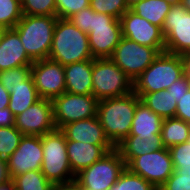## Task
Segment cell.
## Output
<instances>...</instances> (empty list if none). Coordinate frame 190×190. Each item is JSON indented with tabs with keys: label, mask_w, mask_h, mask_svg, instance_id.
Instances as JSON below:
<instances>
[{
	"label": "cell",
	"mask_w": 190,
	"mask_h": 190,
	"mask_svg": "<svg viewBox=\"0 0 190 190\" xmlns=\"http://www.w3.org/2000/svg\"><path fill=\"white\" fill-rule=\"evenodd\" d=\"M6 30H7L6 27H0V42H1L2 38H3V35H4Z\"/></svg>",
	"instance_id": "cell-49"
},
{
	"label": "cell",
	"mask_w": 190,
	"mask_h": 190,
	"mask_svg": "<svg viewBox=\"0 0 190 190\" xmlns=\"http://www.w3.org/2000/svg\"><path fill=\"white\" fill-rule=\"evenodd\" d=\"M66 148L71 170L76 175L116 147L114 145H92L83 142L66 141Z\"/></svg>",
	"instance_id": "cell-18"
},
{
	"label": "cell",
	"mask_w": 190,
	"mask_h": 190,
	"mask_svg": "<svg viewBox=\"0 0 190 190\" xmlns=\"http://www.w3.org/2000/svg\"><path fill=\"white\" fill-rule=\"evenodd\" d=\"M49 59L63 66L93 60L88 34L82 32L69 19L58 18L54 27Z\"/></svg>",
	"instance_id": "cell-2"
},
{
	"label": "cell",
	"mask_w": 190,
	"mask_h": 190,
	"mask_svg": "<svg viewBox=\"0 0 190 190\" xmlns=\"http://www.w3.org/2000/svg\"><path fill=\"white\" fill-rule=\"evenodd\" d=\"M90 6V0H56V16L68 19L73 14Z\"/></svg>",
	"instance_id": "cell-35"
},
{
	"label": "cell",
	"mask_w": 190,
	"mask_h": 190,
	"mask_svg": "<svg viewBox=\"0 0 190 190\" xmlns=\"http://www.w3.org/2000/svg\"><path fill=\"white\" fill-rule=\"evenodd\" d=\"M170 9L171 5L165 0H142L131 8L134 13L161 29Z\"/></svg>",
	"instance_id": "cell-25"
},
{
	"label": "cell",
	"mask_w": 190,
	"mask_h": 190,
	"mask_svg": "<svg viewBox=\"0 0 190 190\" xmlns=\"http://www.w3.org/2000/svg\"><path fill=\"white\" fill-rule=\"evenodd\" d=\"M57 19V16L22 15L14 27L33 61L49 58Z\"/></svg>",
	"instance_id": "cell-3"
},
{
	"label": "cell",
	"mask_w": 190,
	"mask_h": 190,
	"mask_svg": "<svg viewBox=\"0 0 190 190\" xmlns=\"http://www.w3.org/2000/svg\"><path fill=\"white\" fill-rule=\"evenodd\" d=\"M23 15L56 16V0H21Z\"/></svg>",
	"instance_id": "cell-30"
},
{
	"label": "cell",
	"mask_w": 190,
	"mask_h": 190,
	"mask_svg": "<svg viewBox=\"0 0 190 190\" xmlns=\"http://www.w3.org/2000/svg\"><path fill=\"white\" fill-rule=\"evenodd\" d=\"M184 64V74L190 78V52L181 55Z\"/></svg>",
	"instance_id": "cell-44"
},
{
	"label": "cell",
	"mask_w": 190,
	"mask_h": 190,
	"mask_svg": "<svg viewBox=\"0 0 190 190\" xmlns=\"http://www.w3.org/2000/svg\"><path fill=\"white\" fill-rule=\"evenodd\" d=\"M175 118L190 123V89L177 102Z\"/></svg>",
	"instance_id": "cell-39"
},
{
	"label": "cell",
	"mask_w": 190,
	"mask_h": 190,
	"mask_svg": "<svg viewBox=\"0 0 190 190\" xmlns=\"http://www.w3.org/2000/svg\"><path fill=\"white\" fill-rule=\"evenodd\" d=\"M66 141L83 142L92 145H113L106 137L97 116L71 122L60 129Z\"/></svg>",
	"instance_id": "cell-17"
},
{
	"label": "cell",
	"mask_w": 190,
	"mask_h": 190,
	"mask_svg": "<svg viewBox=\"0 0 190 190\" xmlns=\"http://www.w3.org/2000/svg\"><path fill=\"white\" fill-rule=\"evenodd\" d=\"M122 36L140 45L165 48L162 29L128 9L120 18Z\"/></svg>",
	"instance_id": "cell-15"
},
{
	"label": "cell",
	"mask_w": 190,
	"mask_h": 190,
	"mask_svg": "<svg viewBox=\"0 0 190 190\" xmlns=\"http://www.w3.org/2000/svg\"><path fill=\"white\" fill-rule=\"evenodd\" d=\"M126 168L120 152L115 148L90 167L76 174L77 181L86 190H109Z\"/></svg>",
	"instance_id": "cell-7"
},
{
	"label": "cell",
	"mask_w": 190,
	"mask_h": 190,
	"mask_svg": "<svg viewBox=\"0 0 190 190\" xmlns=\"http://www.w3.org/2000/svg\"><path fill=\"white\" fill-rule=\"evenodd\" d=\"M34 61L27 55L18 32L8 28L0 42V72L21 66H31Z\"/></svg>",
	"instance_id": "cell-19"
},
{
	"label": "cell",
	"mask_w": 190,
	"mask_h": 190,
	"mask_svg": "<svg viewBox=\"0 0 190 190\" xmlns=\"http://www.w3.org/2000/svg\"><path fill=\"white\" fill-rule=\"evenodd\" d=\"M109 190H158L152 183L125 168Z\"/></svg>",
	"instance_id": "cell-28"
},
{
	"label": "cell",
	"mask_w": 190,
	"mask_h": 190,
	"mask_svg": "<svg viewBox=\"0 0 190 190\" xmlns=\"http://www.w3.org/2000/svg\"><path fill=\"white\" fill-rule=\"evenodd\" d=\"M180 4L187 10V12H190V0H181Z\"/></svg>",
	"instance_id": "cell-47"
},
{
	"label": "cell",
	"mask_w": 190,
	"mask_h": 190,
	"mask_svg": "<svg viewBox=\"0 0 190 190\" xmlns=\"http://www.w3.org/2000/svg\"><path fill=\"white\" fill-rule=\"evenodd\" d=\"M22 15L21 0H0V22L7 29L14 28Z\"/></svg>",
	"instance_id": "cell-31"
},
{
	"label": "cell",
	"mask_w": 190,
	"mask_h": 190,
	"mask_svg": "<svg viewBox=\"0 0 190 190\" xmlns=\"http://www.w3.org/2000/svg\"><path fill=\"white\" fill-rule=\"evenodd\" d=\"M15 126V117L12 112L7 108L0 110V127Z\"/></svg>",
	"instance_id": "cell-40"
},
{
	"label": "cell",
	"mask_w": 190,
	"mask_h": 190,
	"mask_svg": "<svg viewBox=\"0 0 190 190\" xmlns=\"http://www.w3.org/2000/svg\"><path fill=\"white\" fill-rule=\"evenodd\" d=\"M174 170L190 168V145L184 142L169 148Z\"/></svg>",
	"instance_id": "cell-36"
},
{
	"label": "cell",
	"mask_w": 190,
	"mask_h": 190,
	"mask_svg": "<svg viewBox=\"0 0 190 190\" xmlns=\"http://www.w3.org/2000/svg\"><path fill=\"white\" fill-rule=\"evenodd\" d=\"M24 135L15 127H0V157L8 159L19 146Z\"/></svg>",
	"instance_id": "cell-29"
},
{
	"label": "cell",
	"mask_w": 190,
	"mask_h": 190,
	"mask_svg": "<svg viewBox=\"0 0 190 190\" xmlns=\"http://www.w3.org/2000/svg\"><path fill=\"white\" fill-rule=\"evenodd\" d=\"M131 172L138 174L159 189L174 172L168 148L133 158L127 165Z\"/></svg>",
	"instance_id": "cell-11"
},
{
	"label": "cell",
	"mask_w": 190,
	"mask_h": 190,
	"mask_svg": "<svg viewBox=\"0 0 190 190\" xmlns=\"http://www.w3.org/2000/svg\"><path fill=\"white\" fill-rule=\"evenodd\" d=\"M167 3H169L171 6L179 5L181 3V0H165Z\"/></svg>",
	"instance_id": "cell-48"
},
{
	"label": "cell",
	"mask_w": 190,
	"mask_h": 190,
	"mask_svg": "<svg viewBox=\"0 0 190 190\" xmlns=\"http://www.w3.org/2000/svg\"><path fill=\"white\" fill-rule=\"evenodd\" d=\"M43 158L41 136L24 135L16 151L7 159L11 178L41 170Z\"/></svg>",
	"instance_id": "cell-16"
},
{
	"label": "cell",
	"mask_w": 190,
	"mask_h": 190,
	"mask_svg": "<svg viewBox=\"0 0 190 190\" xmlns=\"http://www.w3.org/2000/svg\"><path fill=\"white\" fill-rule=\"evenodd\" d=\"M161 134L127 136L116 149L127 165L133 158L163 149Z\"/></svg>",
	"instance_id": "cell-20"
},
{
	"label": "cell",
	"mask_w": 190,
	"mask_h": 190,
	"mask_svg": "<svg viewBox=\"0 0 190 190\" xmlns=\"http://www.w3.org/2000/svg\"><path fill=\"white\" fill-rule=\"evenodd\" d=\"M190 134V123L178 118L163 119L161 126V138L165 148L188 141Z\"/></svg>",
	"instance_id": "cell-26"
},
{
	"label": "cell",
	"mask_w": 190,
	"mask_h": 190,
	"mask_svg": "<svg viewBox=\"0 0 190 190\" xmlns=\"http://www.w3.org/2000/svg\"><path fill=\"white\" fill-rule=\"evenodd\" d=\"M190 89V78L185 74L174 81L171 86L166 90L172 94L174 100L179 102V99L185 95Z\"/></svg>",
	"instance_id": "cell-38"
},
{
	"label": "cell",
	"mask_w": 190,
	"mask_h": 190,
	"mask_svg": "<svg viewBox=\"0 0 190 190\" xmlns=\"http://www.w3.org/2000/svg\"><path fill=\"white\" fill-rule=\"evenodd\" d=\"M125 1H126L128 8L131 9L134 5H136L137 3H139L142 0H125Z\"/></svg>",
	"instance_id": "cell-46"
},
{
	"label": "cell",
	"mask_w": 190,
	"mask_h": 190,
	"mask_svg": "<svg viewBox=\"0 0 190 190\" xmlns=\"http://www.w3.org/2000/svg\"><path fill=\"white\" fill-rule=\"evenodd\" d=\"M163 119L139 101L134 113L131 131L128 136L161 134Z\"/></svg>",
	"instance_id": "cell-22"
},
{
	"label": "cell",
	"mask_w": 190,
	"mask_h": 190,
	"mask_svg": "<svg viewBox=\"0 0 190 190\" xmlns=\"http://www.w3.org/2000/svg\"><path fill=\"white\" fill-rule=\"evenodd\" d=\"M31 75V66H21L0 72V83L10 93Z\"/></svg>",
	"instance_id": "cell-33"
},
{
	"label": "cell",
	"mask_w": 190,
	"mask_h": 190,
	"mask_svg": "<svg viewBox=\"0 0 190 190\" xmlns=\"http://www.w3.org/2000/svg\"><path fill=\"white\" fill-rule=\"evenodd\" d=\"M184 75L181 55L161 52L133 82V92L147 94L167 90L171 84Z\"/></svg>",
	"instance_id": "cell-4"
},
{
	"label": "cell",
	"mask_w": 190,
	"mask_h": 190,
	"mask_svg": "<svg viewBox=\"0 0 190 190\" xmlns=\"http://www.w3.org/2000/svg\"><path fill=\"white\" fill-rule=\"evenodd\" d=\"M162 33L166 52L174 55L190 52V12L181 4L171 6Z\"/></svg>",
	"instance_id": "cell-12"
},
{
	"label": "cell",
	"mask_w": 190,
	"mask_h": 190,
	"mask_svg": "<svg viewBox=\"0 0 190 190\" xmlns=\"http://www.w3.org/2000/svg\"><path fill=\"white\" fill-rule=\"evenodd\" d=\"M82 32L88 34L91 27V7L80 10L68 18Z\"/></svg>",
	"instance_id": "cell-37"
},
{
	"label": "cell",
	"mask_w": 190,
	"mask_h": 190,
	"mask_svg": "<svg viewBox=\"0 0 190 190\" xmlns=\"http://www.w3.org/2000/svg\"><path fill=\"white\" fill-rule=\"evenodd\" d=\"M40 99L34 85V80L30 75L21 85L12 88L10 92V102L8 109L14 117L24 112Z\"/></svg>",
	"instance_id": "cell-23"
},
{
	"label": "cell",
	"mask_w": 190,
	"mask_h": 190,
	"mask_svg": "<svg viewBox=\"0 0 190 190\" xmlns=\"http://www.w3.org/2000/svg\"><path fill=\"white\" fill-rule=\"evenodd\" d=\"M158 190H190V168L174 170Z\"/></svg>",
	"instance_id": "cell-34"
},
{
	"label": "cell",
	"mask_w": 190,
	"mask_h": 190,
	"mask_svg": "<svg viewBox=\"0 0 190 190\" xmlns=\"http://www.w3.org/2000/svg\"><path fill=\"white\" fill-rule=\"evenodd\" d=\"M98 100L92 95H78L64 92L52 99L53 118L56 129L97 116Z\"/></svg>",
	"instance_id": "cell-10"
},
{
	"label": "cell",
	"mask_w": 190,
	"mask_h": 190,
	"mask_svg": "<svg viewBox=\"0 0 190 190\" xmlns=\"http://www.w3.org/2000/svg\"><path fill=\"white\" fill-rule=\"evenodd\" d=\"M139 96L131 92L124 96L103 99L98 102L97 118L106 137L116 147L131 131Z\"/></svg>",
	"instance_id": "cell-1"
},
{
	"label": "cell",
	"mask_w": 190,
	"mask_h": 190,
	"mask_svg": "<svg viewBox=\"0 0 190 190\" xmlns=\"http://www.w3.org/2000/svg\"><path fill=\"white\" fill-rule=\"evenodd\" d=\"M15 127L23 134L43 136L56 129L51 99L40 98L15 117Z\"/></svg>",
	"instance_id": "cell-14"
},
{
	"label": "cell",
	"mask_w": 190,
	"mask_h": 190,
	"mask_svg": "<svg viewBox=\"0 0 190 190\" xmlns=\"http://www.w3.org/2000/svg\"><path fill=\"white\" fill-rule=\"evenodd\" d=\"M52 190H86L77 181H71L68 183L56 184Z\"/></svg>",
	"instance_id": "cell-42"
},
{
	"label": "cell",
	"mask_w": 190,
	"mask_h": 190,
	"mask_svg": "<svg viewBox=\"0 0 190 190\" xmlns=\"http://www.w3.org/2000/svg\"><path fill=\"white\" fill-rule=\"evenodd\" d=\"M188 143H189V145H190V134H189V138H188V141H187Z\"/></svg>",
	"instance_id": "cell-50"
},
{
	"label": "cell",
	"mask_w": 190,
	"mask_h": 190,
	"mask_svg": "<svg viewBox=\"0 0 190 190\" xmlns=\"http://www.w3.org/2000/svg\"><path fill=\"white\" fill-rule=\"evenodd\" d=\"M66 92L92 94V60L75 62L64 66Z\"/></svg>",
	"instance_id": "cell-21"
},
{
	"label": "cell",
	"mask_w": 190,
	"mask_h": 190,
	"mask_svg": "<svg viewBox=\"0 0 190 190\" xmlns=\"http://www.w3.org/2000/svg\"><path fill=\"white\" fill-rule=\"evenodd\" d=\"M15 190H52L53 184L47 180L41 170L29 171L12 179Z\"/></svg>",
	"instance_id": "cell-27"
},
{
	"label": "cell",
	"mask_w": 190,
	"mask_h": 190,
	"mask_svg": "<svg viewBox=\"0 0 190 190\" xmlns=\"http://www.w3.org/2000/svg\"><path fill=\"white\" fill-rule=\"evenodd\" d=\"M12 181L9 173L7 159L0 157V186Z\"/></svg>",
	"instance_id": "cell-41"
},
{
	"label": "cell",
	"mask_w": 190,
	"mask_h": 190,
	"mask_svg": "<svg viewBox=\"0 0 190 190\" xmlns=\"http://www.w3.org/2000/svg\"><path fill=\"white\" fill-rule=\"evenodd\" d=\"M94 12L108 14L116 19L129 9L125 0H90Z\"/></svg>",
	"instance_id": "cell-32"
},
{
	"label": "cell",
	"mask_w": 190,
	"mask_h": 190,
	"mask_svg": "<svg viewBox=\"0 0 190 190\" xmlns=\"http://www.w3.org/2000/svg\"><path fill=\"white\" fill-rule=\"evenodd\" d=\"M43 150L42 174L53 185L75 180L68 159L66 138L60 129H55L41 136Z\"/></svg>",
	"instance_id": "cell-5"
},
{
	"label": "cell",
	"mask_w": 190,
	"mask_h": 190,
	"mask_svg": "<svg viewBox=\"0 0 190 190\" xmlns=\"http://www.w3.org/2000/svg\"><path fill=\"white\" fill-rule=\"evenodd\" d=\"M10 102V93L0 83V110L7 108Z\"/></svg>",
	"instance_id": "cell-43"
},
{
	"label": "cell",
	"mask_w": 190,
	"mask_h": 190,
	"mask_svg": "<svg viewBox=\"0 0 190 190\" xmlns=\"http://www.w3.org/2000/svg\"><path fill=\"white\" fill-rule=\"evenodd\" d=\"M0 190H15V184L13 181H11L8 184L1 185Z\"/></svg>",
	"instance_id": "cell-45"
},
{
	"label": "cell",
	"mask_w": 190,
	"mask_h": 190,
	"mask_svg": "<svg viewBox=\"0 0 190 190\" xmlns=\"http://www.w3.org/2000/svg\"><path fill=\"white\" fill-rule=\"evenodd\" d=\"M137 95L142 103L162 119L175 117L177 101L174 100V97L168 91L162 90Z\"/></svg>",
	"instance_id": "cell-24"
},
{
	"label": "cell",
	"mask_w": 190,
	"mask_h": 190,
	"mask_svg": "<svg viewBox=\"0 0 190 190\" xmlns=\"http://www.w3.org/2000/svg\"><path fill=\"white\" fill-rule=\"evenodd\" d=\"M164 51L165 48L140 45L122 36L110 59L134 82Z\"/></svg>",
	"instance_id": "cell-8"
},
{
	"label": "cell",
	"mask_w": 190,
	"mask_h": 190,
	"mask_svg": "<svg viewBox=\"0 0 190 190\" xmlns=\"http://www.w3.org/2000/svg\"><path fill=\"white\" fill-rule=\"evenodd\" d=\"M131 92L132 80L110 58L92 60V95L98 101Z\"/></svg>",
	"instance_id": "cell-6"
},
{
	"label": "cell",
	"mask_w": 190,
	"mask_h": 190,
	"mask_svg": "<svg viewBox=\"0 0 190 190\" xmlns=\"http://www.w3.org/2000/svg\"><path fill=\"white\" fill-rule=\"evenodd\" d=\"M31 76L40 98L53 99L66 92L64 66L49 58L31 65Z\"/></svg>",
	"instance_id": "cell-13"
},
{
	"label": "cell",
	"mask_w": 190,
	"mask_h": 190,
	"mask_svg": "<svg viewBox=\"0 0 190 190\" xmlns=\"http://www.w3.org/2000/svg\"><path fill=\"white\" fill-rule=\"evenodd\" d=\"M121 37L120 19L91 9L88 41L93 58H110Z\"/></svg>",
	"instance_id": "cell-9"
}]
</instances>
